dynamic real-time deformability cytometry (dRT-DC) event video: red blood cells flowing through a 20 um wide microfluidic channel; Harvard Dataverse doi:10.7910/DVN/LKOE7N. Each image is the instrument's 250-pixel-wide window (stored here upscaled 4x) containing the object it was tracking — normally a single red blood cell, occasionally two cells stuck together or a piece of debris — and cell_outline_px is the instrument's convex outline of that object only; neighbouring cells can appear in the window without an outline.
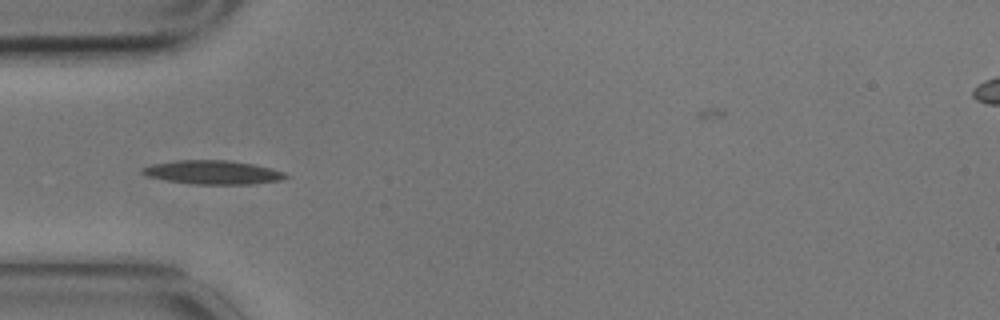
{"species": "common noctule bat (a hibernating species)", "species_latin": "Nyctalus noctula", "temperature_condition": "cold", "stored_images_in_passage": 12, "camera_frame_rate_fps": 3000, "um_per_image_px": 0.085, "animal": {"sex": "male", "body_mass_g": 17.9}, "frame": {"image": 1, "passage_image": 1, "time_ms": 0.0, "image_size_px": [1000, 320], "cell_outline_px": [[292, 176], [280, 180], [252, 184], [192, 184], [168, 180], [148, 176], [140, 172], [140, 168], [152, 164], [176, 160], [228, 160], [252, 164], [284, 172]], "centroid_in_image_um": [18.08, 14.65], "position_along_channel_um": 66.9, "area_um2": 19.77}}
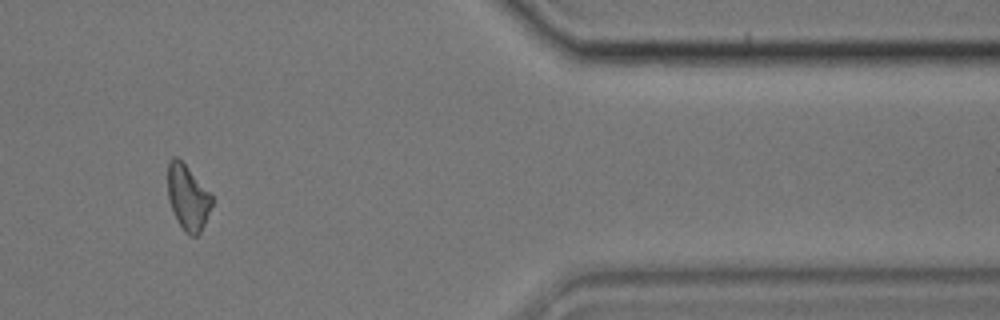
{"frame": {"image": 2, "passage_image": 9, "time_ms": 2.667, "image_size_px": [1000, 320], "cell_outline_px": [[212, 204], [204, 224], [200, 232], [196, 236], [192, 236], [184, 232], [176, 220], [168, 196], [168, 160], [172, 156], [176, 156], [184, 164], [212, 196]], "centroid_in_image_um": [15.94, 16.8], "position_along_channel_um": 395.5, "area_um2": 16.42}}